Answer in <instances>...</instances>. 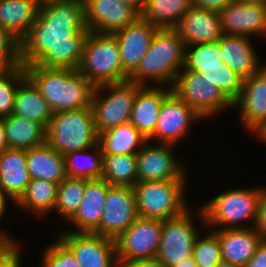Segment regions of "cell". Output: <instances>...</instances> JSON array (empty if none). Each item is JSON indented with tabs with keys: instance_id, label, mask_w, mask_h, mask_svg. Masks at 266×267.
Masks as SVG:
<instances>
[{
	"instance_id": "obj_1",
	"label": "cell",
	"mask_w": 266,
	"mask_h": 267,
	"mask_svg": "<svg viewBox=\"0 0 266 267\" xmlns=\"http://www.w3.org/2000/svg\"><path fill=\"white\" fill-rule=\"evenodd\" d=\"M89 32L83 0L39 6L37 18L20 41L21 65L78 70Z\"/></svg>"
},
{
	"instance_id": "obj_2",
	"label": "cell",
	"mask_w": 266,
	"mask_h": 267,
	"mask_svg": "<svg viewBox=\"0 0 266 267\" xmlns=\"http://www.w3.org/2000/svg\"><path fill=\"white\" fill-rule=\"evenodd\" d=\"M27 77L39 89L52 113L91 107L95 87L78 70L24 66Z\"/></svg>"
},
{
	"instance_id": "obj_3",
	"label": "cell",
	"mask_w": 266,
	"mask_h": 267,
	"mask_svg": "<svg viewBox=\"0 0 266 267\" xmlns=\"http://www.w3.org/2000/svg\"><path fill=\"white\" fill-rule=\"evenodd\" d=\"M185 43L175 28H158L149 50L128 81L172 88L183 69ZM153 82V83H152Z\"/></svg>"
},
{
	"instance_id": "obj_4",
	"label": "cell",
	"mask_w": 266,
	"mask_h": 267,
	"mask_svg": "<svg viewBox=\"0 0 266 267\" xmlns=\"http://www.w3.org/2000/svg\"><path fill=\"white\" fill-rule=\"evenodd\" d=\"M257 187H237L217 193L196 208L195 219L199 217L201 228L208 230L252 228L261 194V186Z\"/></svg>"
},
{
	"instance_id": "obj_5",
	"label": "cell",
	"mask_w": 266,
	"mask_h": 267,
	"mask_svg": "<svg viewBox=\"0 0 266 267\" xmlns=\"http://www.w3.org/2000/svg\"><path fill=\"white\" fill-rule=\"evenodd\" d=\"M92 107L54 113L46 128V143L65 156L98 145Z\"/></svg>"
},
{
	"instance_id": "obj_6",
	"label": "cell",
	"mask_w": 266,
	"mask_h": 267,
	"mask_svg": "<svg viewBox=\"0 0 266 267\" xmlns=\"http://www.w3.org/2000/svg\"><path fill=\"white\" fill-rule=\"evenodd\" d=\"M78 71L94 86L128 81L123 71L118 41L113 34L89 32Z\"/></svg>"
},
{
	"instance_id": "obj_7",
	"label": "cell",
	"mask_w": 266,
	"mask_h": 267,
	"mask_svg": "<svg viewBox=\"0 0 266 267\" xmlns=\"http://www.w3.org/2000/svg\"><path fill=\"white\" fill-rule=\"evenodd\" d=\"M187 180L141 181L133 186L139 217L169 220L183 215Z\"/></svg>"
},
{
	"instance_id": "obj_8",
	"label": "cell",
	"mask_w": 266,
	"mask_h": 267,
	"mask_svg": "<svg viewBox=\"0 0 266 267\" xmlns=\"http://www.w3.org/2000/svg\"><path fill=\"white\" fill-rule=\"evenodd\" d=\"M138 85L125 81L95 87L91 107L98 135L129 122Z\"/></svg>"
},
{
	"instance_id": "obj_9",
	"label": "cell",
	"mask_w": 266,
	"mask_h": 267,
	"mask_svg": "<svg viewBox=\"0 0 266 267\" xmlns=\"http://www.w3.org/2000/svg\"><path fill=\"white\" fill-rule=\"evenodd\" d=\"M172 91L206 120L234 108V102L218 86L190 70L179 72Z\"/></svg>"
},
{
	"instance_id": "obj_10",
	"label": "cell",
	"mask_w": 266,
	"mask_h": 267,
	"mask_svg": "<svg viewBox=\"0 0 266 267\" xmlns=\"http://www.w3.org/2000/svg\"><path fill=\"white\" fill-rule=\"evenodd\" d=\"M192 210L162 221L160 245L156 258L171 267L185 258L193 257V248L200 229L196 226ZM199 229V230H198Z\"/></svg>"
},
{
	"instance_id": "obj_11",
	"label": "cell",
	"mask_w": 266,
	"mask_h": 267,
	"mask_svg": "<svg viewBox=\"0 0 266 267\" xmlns=\"http://www.w3.org/2000/svg\"><path fill=\"white\" fill-rule=\"evenodd\" d=\"M175 147L147 141L137 153V182L186 180L188 169L182 158L175 157Z\"/></svg>"
},
{
	"instance_id": "obj_12",
	"label": "cell",
	"mask_w": 266,
	"mask_h": 267,
	"mask_svg": "<svg viewBox=\"0 0 266 267\" xmlns=\"http://www.w3.org/2000/svg\"><path fill=\"white\" fill-rule=\"evenodd\" d=\"M162 220L138 217L116 240L117 262L156 258Z\"/></svg>"
},
{
	"instance_id": "obj_13",
	"label": "cell",
	"mask_w": 266,
	"mask_h": 267,
	"mask_svg": "<svg viewBox=\"0 0 266 267\" xmlns=\"http://www.w3.org/2000/svg\"><path fill=\"white\" fill-rule=\"evenodd\" d=\"M203 120L172 91L162 103L155 132L148 141L177 145L190 134L194 123Z\"/></svg>"
},
{
	"instance_id": "obj_14",
	"label": "cell",
	"mask_w": 266,
	"mask_h": 267,
	"mask_svg": "<svg viewBox=\"0 0 266 267\" xmlns=\"http://www.w3.org/2000/svg\"><path fill=\"white\" fill-rule=\"evenodd\" d=\"M57 237L72 251L80 267H120L114 239L95 233L63 230Z\"/></svg>"
},
{
	"instance_id": "obj_15",
	"label": "cell",
	"mask_w": 266,
	"mask_h": 267,
	"mask_svg": "<svg viewBox=\"0 0 266 267\" xmlns=\"http://www.w3.org/2000/svg\"><path fill=\"white\" fill-rule=\"evenodd\" d=\"M138 217L133 187L109 186L99 227L93 233L116 240Z\"/></svg>"
},
{
	"instance_id": "obj_16",
	"label": "cell",
	"mask_w": 266,
	"mask_h": 267,
	"mask_svg": "<svg viewBox=\"0 0 266 267\" xmlns=\"http://www.w3.org/2000/svg\"><path fill=\"white\" fill-rule=\"evenodd\" d=\"M238 111L240 124L255 139L266 128V64L251 77L244 79L233 110Z\"/></svg>"
},
{
	"instance_id": "obj_17",
	"label": "cell",
	"mask_w": 266,
	"mask_h": 267,
	"mask_svg": "<svg viewBox=\"0 0 266 267\" xmlns=\"http://www.w3.org/2000/svg\"><path fill=\"white\" fill-rule=\"evenodd\" d=\"M85 23L90 32L114 33L135 22L140 13L122 0H83Z\"/></svg>"
},
{
	"instance_id": "obj_18",
	"label": "cell",
	"mask_w": 266,
	"mask_h": 267,
	"mask_svg": "<svg viewBox=\"0 0 266 267\" xmlns=\"http://www.w3.org/2000/svg\"><path fill=\"white\" fill-rule=\"evenodd\" d=\"M219 14L222 34L266 38L265 5L245 4L235 0Z\"/></svg>"
},
{
	"instance_id": "obj_19",
	"label": "cell",
	"mask_w": 266,
	"mask_h": 267,
	"mask_svg": "<svg viewBox=\"0 0 266 267\" xmlns=\"http://www.w3.org/2000/svg\"><path fill=\"white\" fill-rule=\"evenodd\" d=\"M157 29L158 27L139 17L125 28L112 33L118 41L122 69L128 76L136 70L149 50Z\"/></svg>"
},
{
	"instance_id": "obj_20",
	"label": "cell",
	"mask_w": 266,
	"mask_h": 267,
	"mask_svg": "<svg viewBox=\"0 0 266 267\" xmlns=\"http://www.w3.org/2000/svg\"><path fill=\"white\" fill-rule=\"evenodd\" d=\"M31 178L26 150L5 149L0 153V194L14 205L25 193Z\"/></svg>"
},
{
	"instance_id": "obj_21",
	"label": "cell",
	"mask_w": 266,
	"mask_h": 267,
	"mask_svg": "<svg viewBox=\"0 0 266 267\" xmlns=\"http://www.w3.org/2000/svg\"><path fill=\"white\" fill-rule=\"evenodd\" d=\"M252 41L251 37L228 34H222L219 39L224 64L243 79L251 77L266 64Z\"/></svg>"
},
{
	"instance_id": "obj_22",
	"label": "cell",
	"mask_w": 266,
	"mask_h": 267,
	"mask_svg": "<svg viewBox=\"0 0 266 267\" xmlns=\"http://www.w3.org/2000/svg\"><path fill=\"white\" fill-rule=\"evenodd\" d=\"M171 92L172 88L166 86L138 85L129 122L145 139L153 136L162 103Z\"/></svg>"
},
{
	"instance_id": "obj_23",
	"label": "cell",
	"mask_w": 266,
	"mask_h": 267,
	"mask_svg": "<svg viewBox=\"0 0 266 267\" xmlns=\"http://www.w3.org/2000/svg\"><path fill=\"white\" fill-rule=\"evenodd\" d=\"M109 184L103 178L85 179V192L78 210L67 222V232L93 233L100 224ZM76 228V229H75Z\"/></svg>"
},
{
	"instance_id": "obj_24",
	"label": "cell",
	"mask_w": 266,
	"mask_h": 267,
	"mask_svg": "<svg viewBox=\"0 0 266 267\" xmlns=\"http://www.w3.org/2000/svg\"><path fill=\"white\" fill-rule=\"evenodd\" d=\"M186 45L218 41L222 36L219 12L192 7L175 27Z\"/></svg>"
},
{
	"instance_id": "obj_25",
	"label": "cell",
	"mask_w": 266,
	"mask_h": 267,
	"mask_svg": "<svg viewBox=\"0 0 266 267\" xmlns=\"http://www.w3.org/2000/svg\"><path fill=\"white\" fill-rule=\"evenodd\" d=\"M212 231L218 236L222 261L237 267L248 263L263 239L253 227Z\"/></svg>"
},
{
	"instance_id": "obj_26",
	"label": "cell",
	"mask_w": 266,
	"mask_h": 267,
	"mask_svg": "<svg viewBox=\"0 0 266 267\" xmlns=\"http://www.w3.org/2000/svg\"><path fill=\"white\" fill-rule=\"evenodd\" d=\"M26 158L31 179H42L59 184L67 177L64 156L46 142L26 150Z\"/></svg>"
},
{
	"instance_id": "obj_27",
	"label": "cell",
	"mask_w": 266,
	"mask_h": 267,
	"mask_svg": "<svg viewBox=\"0 0 266 267\" xmlns=\"http://www.w3.org/2000/svg\"><path fill=\"white\" fill-rule=\"evenodd\" d=\"M36 0H0V26L21 41L37 18Z\"/></svg>"
},
{
	"instance_id": "obj_28",
	"label": "cell",
	"mask_w": 266,
	"mask_h": 267,
	"mask_svg": "<svg viewBox=\"0 0 266 267\" xmlns=\"http://www.w3.org/2000/svg\"><path fill=\"white\" fill-rule=\"evenodd\" d=\"M12 115L37 121L45 128L53 115L48 102L28 77L17 88Z\"/></svg>"
},
{
	"instance_id": "obj_29",
	"label": "cell",
	"mask_w": 266,
	"mask_h": 267,
	"mask_svg": "<svg viewBox=\"0 0 266 267\" xmlns=\"http://www.w3.org/2000/svg\"><path fill=\"white\" fill-rule=\"evenodd\" d=\"M8 148L28 150L46 142V128L21 116L3 117Z\"/></svg>"
},
{
	"instance_id": "obj_30",
	"label": "cell",
	"mask_w": 266,
	"mask_h": 267,
	"mask_svg": "<svg viewBox=\"0 0 266 267\" xmlns=\"http://www.w3.org/2000/svg\"><path fill=\"white\" fill-rule=\"evenodd\" d=\"M148 140L130 123L121 124L99 134L103 155H137Z\"/></svg>"
},
{
	"instance_id": "obj_31",
	"label": "cell",
	"mask_w": 266,
	"mask_h": 267,
	"mask_svg": "<svg viewBox=\"0 0 266 267\" xmlns=\"http://www.w3.org/2000/svg\"><path fill=\"white\" fill-rule=\"evenodd\" d=\"M58 184L42 179H31L25 193L15 203L16 209L35 215L37 219L53 213ZM20 208V209H19Z\"/></svg>"
},
{
	"instance_id": "obj_32",
	"label": "cell",
	"mask_w": 266,
	"mask_h": 267,
	"mask_svg": "<svg viewBox=\"0 0 266 267\" xmlns=\"http://www.w3.org/2000/svg\"><path fill=\"white\" fill-rule=\"evenodd\" d=\"M192 0H146L140 18L158 28H175Z\"/></svg>"
},
{
	"instance_id": "obj_33",
	"label": "cell",
	"mask_w": 266,
	"mask_h": 267,
	"mask_svg": "<svg viewBox=\"0 0 266 267\" xmlns=\"http://www.w3.org/2000/svg\"><path fill=\"white\" fill-rule=\"evenodd\" d=\"M64 160L68 177L87 180L101 178L103 154L99 144L89 149L70 152L64 156Z\"/></svg>"
},
{
	"instance_id": "obj_34",
	"label": "cell",
	"mask_w": 266,
	"mask_h": 267,
	"mask_svg": "<svg viewBox=\"0 0 266 267\" xmlns=\"http://www.w3.org/2000/svg\"><path fill=\"white\" fill-rule=\"evenodd\" d=\"M101 178L110 186L133 187L137 182V155H103Z\"/></svg>"
},
{
	"instance_id": "obj_35",
	"label": "cell",
	"mask_w": 266,
	"mask_h": 267,
	"mask_svg": "<svg viewBox=\"0 0 266 267\" xmlns=\"http://www.w3.org/2000/svg\"><path fill=\"white\" fill-rule=\"evenodd\" d=\"M219 40L185 46L184 64L182 70L199 72L200 70L221 69L225 64L222 60Z\"/></svg>"
},
{
	"instance_id": "obj_36",
	"label": "cell",
	"mask_w": 266,
	"mask_h": 267,
	"mask_svg": "<svg viewBox=\"0 0 266 267\" xmlns=\"http://www.w3.org/2000/svg\"><path fill=\"white\" fill-rule=\"evenodd\" d=\"M85 192V179L66 177L57 187L53 212L68 222L76 213Z\"/></svg>"
},
{
	"instance_id": "obj_37",
	"label": "cell",
	"mask_w": 266,
	"mask_h": 267,
	"mask_svg": "<svg viewBox=\"0 0 266 267\" xmlns=\"http://www.w3.org/2000/svg\"><path fill=\"white\" fill-rule=\"evenodd\" d=\"M26 77L23 65L5 68L0 72V117H7L13 113L17 88Z\"/></svg>"
},
{
	"instance_id": "obj_38",
	"label": "cell",
	"mask_w": 266,
	"mask_h": 267,
	"mask_svg": "<svg viewBox=\"0 0 266 267\" xmlns=\"http://www.w3.org/2000/svg\"><path fill=\"white\" fill-rule=\"evenodd\" d=\"M205 230L195 241L193 258L198 267H215L222 262L221 247L218 236L212 230Z\"/></svg>"
},
{
	"instance_id": "obj_39",
	"label": "cell",
	"mask_w": 266,
	"mask_h": 267,
	"mask_svg": "<svg viewBox=\"0 0 266 267\" xmlns=\"http://www.w3.org/2000/svg\"><path fill=\"white\" fill-rule=\"evenodd\" d=\"M198 73L214 86H218L233 102L239 97L244 79L229 66L224 65L221 69L200 70Z\"/></svg>"
},
{
	"instance_id": "obj_40",
	"label": "cell",
	"mask_w": 266,
	"mask_h": 267,
	"mask_svg": "<svg viewBox=\"0 0 266 267\" xmlns=\"http://www.w3.org/2000/svg\"><path fill=\"white\" fill-rule=\"evenodd\" d=\"M43 249L40 267H80L72 251L58 237Z\"/></svg>"
},
{
	"instance_id": "obj_41",
	"label": "cell",
	"mask_w": 266,
	"mask_h": 267,
	"mask_svg": "<svg viewBox=\"0 0 266 267\" xmlns=\"http://www.w3.org/2000/svg\"><path fill=\"white\" fill-rule=\"evenodd\" d=\"M9 233L0 230V267H22V245Z\"/></svg>"
},
{
	"instance_id": "obj_42",
	"label": "cell",
	"mask_w": 266,
	"mask_h": 267,
	"mask_svg": "<svg viewBox=\"0 0 266 267\" xmlns=\"http://www.w3.org/2000/svg\"><path fill=\"white\" fill-rule=\"evenodd\" d=\"M0 64L4 68L21 65L20 41L0 26Z\"/></svg>"
},
{
	"instance_id": "obj_43",
	"label": "cell",
	"mask_w": 266,
	"mask_h": 267,
	"mask_svg": "<svg viewBox=\"0 0 266 267\" xmlns=\"http://www.w3.org/2000/svg\"><path fill=\"white\" fill-rule=\"evenodd\" d=\"M253 228L263 239H266V186L261 187L257 216Z\"/></svg>"
},
{
	"instance_id": "obj_44",
	"label": "cell",
	"mask_w": 266,
	"mask_h": 267,
	"mask_svg": "<svg viewBox=\"0 0 266 267\" xmlns=\"http://www.w3.org/2000/svg\"><path fill=\"white\" fill-rule=\"evenodd\" d=\"M234 1L235 0H192V5L195 8L220 12Z\"/></svg>"
},
{
	"instance_id": "obj_45",
	"label": "cell",
	"mask_w": 266,
	"mask_h": 267,
	"mask_svg": "<svg viewBox=\"0 0 266 267\" xmlns=\"http://www.w3.org/2000/svg\"><path fill=\"white\" fill-rule=\"evenodd\" d=\"M244 267H266V239H262L255 254Z\"/></svg>"
},
{
	"instance_id": "obj_46",
	"label": "cell",
	"mask_w": 266,
	"mask_h": 267,
	"mask_svg": "<svg viewBox=\"0 0 266 267\" xmlns=\"http://www.w3.org/2000/svg\"><path fill=\"white\" fill-rule=\"evenodd\" d=\"M120 267H166L157 258L138 259L126 263H122Z\"/></svg>"
},
{
	"instance_id": "obj_47",
	"label": "cell",
	"mask_w": 266,
	"mask_h": 267,
	"mask_svg": "<svg viewBox=\"0 0 266 267\" xmlns=\"http://www.w3.org/2000/svg\"><path fill=\"white\" fill-rule=\"evenodd\" d=\"M5 149H8V143L4 130V119L3 117H0V153Z\"/></svg>"
},
{
	"instance_id": "obj_48",
	"label": "cell",
	"mask_w": 266,
	"mask_h": 267,
	"mask_svg": "<svg viewBox=\"0 0 266 267\" xmlns=\"http://www.w3.org/2000/svg\"><path fill=\"white\" fill-rule=\"evenodd\" d=\"M171 267H198L195 263V260L193 257L191 258H185L181 260V262H177Z\"/></svg>"
},
{
	"instance_id": "obj_49",
	"label": "cell",
	"mask_w": 266,
	"mask_h": 267,
	"mask_svg": "<svg viewBox=\"0 0 266 267\" xmlns=\"http://www.w3.org/2000/svg\"><path fill=\"white\" fill-rule=\"evenodd\" d=\"M124 3L131 5L139 13L143 10L146 0H122Z\"/></svg>"
},
{
	"instance_id": "obj_50",
	"label": "cell",
	"mask_w": 266,
	"mask_h": 267,
	"mask_svg": "<svg viewBox=\"0 0 266 267\" xmlns=\"http://www.w3.org/2000/svg\"><path fill=\"white\" fill-rule=\"evenodd\" d=\"M8 204V201L0 194V222L4 218L3 216L6 215Z\"/></svg>"
},
{
	"instance_id": "obj_51",
	"label": "cell",
	"mask_w": 266,
	"mask_h": 267,
	"mask_svg": "<svg viewBox=\"0 0 266 267\" xmlns=\"http://www.w3.org/2000/svg\"><path fill=\"white\" fill-rule=\"evenodd\" d=\"M236 1L245 3V4H259V5L266 6V0H236Z\"/></svg>"
},
{
	"instance_id": "obj_52",
	"label": "cell",
	"mask_w": 266,
	"mask_h": 267,
	"mask_svg": "<svg viewBox=\"0 0 266 267\" xmlns=\"http://www.w3.org/2000/svg\"><path fill=\"white\" fill-rule=\"evenodd\" d=\"M257 140H259V142L266 144V128L261 132V134L257 137Z\"/></svg>"
},
{
	"instance_id": "obj_53",
	"label": "cell",
	"mask_w": 266,
	"mask_h": 267,
	"mask_svg": "<svg viewBox=\"0 0 266 267\" xmlns=\"http://www.w3.org/2000/svg\"><path fill=\"white\" fill-rule=\"evenodd\" d=\"M58 1H65V0H36V3L39 6H42V5H45V4H48V3H53V2H58Z\"/></svg>"
},
{
	"instance_id": "obj_54",
	"label": "cell",
	"mask_w": 266,
	"mask_h": 267,
	"mask_svg": "<svg viewBox=\"0 0 266 267\" xmlns=\"http://www.w3.org/2000/svg\"><path fill=\"white\" fill-rule=\"evenodd\" d=\"M215 267H237V266H234V265H231L229 263L222 261V262L218 263Z\"/></svg>"
},
{
	"instance_id": "obj_55",
	"label": "cell",
	"mask_w": 266,
	"mask_h": 267,
	"mask_svg": "<svg viewBox=\"0 0 266 267\" xmlns=\"http://www.w3.org/2000/svg\"><path fill=\"white\" fill-rule=\"evenodd\" d=\"M5 68L0 64V72L4 70Z\"/></svg>"
}]
</instances>
